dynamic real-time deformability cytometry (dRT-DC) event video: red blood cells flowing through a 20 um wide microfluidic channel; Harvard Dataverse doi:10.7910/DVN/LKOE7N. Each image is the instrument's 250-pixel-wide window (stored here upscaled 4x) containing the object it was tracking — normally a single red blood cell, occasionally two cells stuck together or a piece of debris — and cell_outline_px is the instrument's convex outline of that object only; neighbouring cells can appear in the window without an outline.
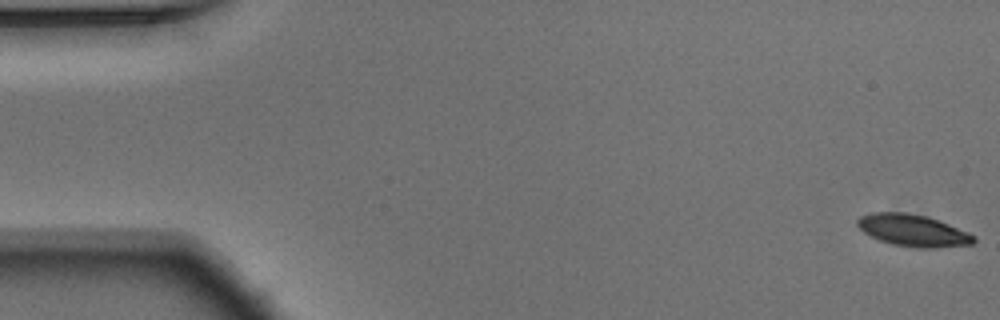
{"species": "Egyptian fruit bat (a non-hibernating species)", "species_latin": "Rousettus aegyptiacus", "temperature_condition": "warm", "stored_images_in_passage": 54, "camera_frame_rate_fps": 3000, "um_per_image_px": 0.085, "animal": {"sex": "male"}, "frame": {"image": 1, "passage_image": 1, "time_ms": 0.0, "image_size_px": [1000, 320], "cell_outline_px": [[976, 240], [972, 244], [936, 248], [916, 248], [892, 244], [880, 240], [864, 232], [856, 224], [856, 220], [860, 216], [872, 212], [908, 212], [924, 216], [948, 224], [968, 232], [976, 236]], "centroid_in_image_um": [77.6, 19.59], "position_along_channel_um": 7.4, "area_um2": 21.56}}
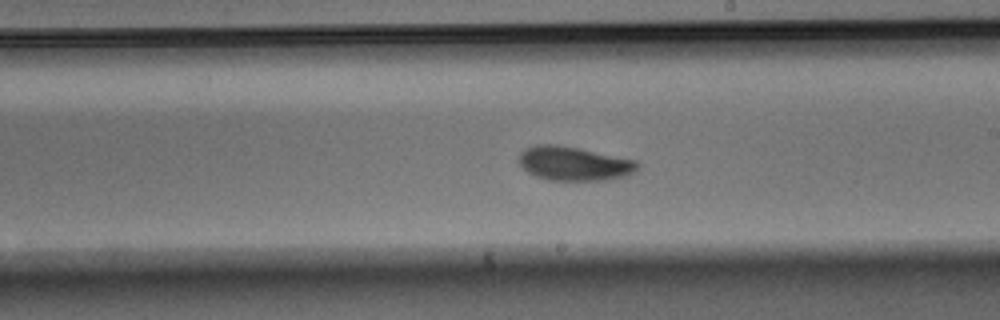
{"frame": {"image": 2, "passage_image": 31, "time_ms": 10.0, "image_size_px": [1000, 320], "cell_outline_px": [[640, 164], [628, 176], [608, 180], [548, 180], [536, 176], [528, 172], [520, 164], [520, 152], [524, 148], [532, 144], [556, 144], [580, 148], [636, 160]], "centroid_in_image_um": [48.78, 13.89], "position_along_channel_um": 240.2, "area_um2": 23.64}}
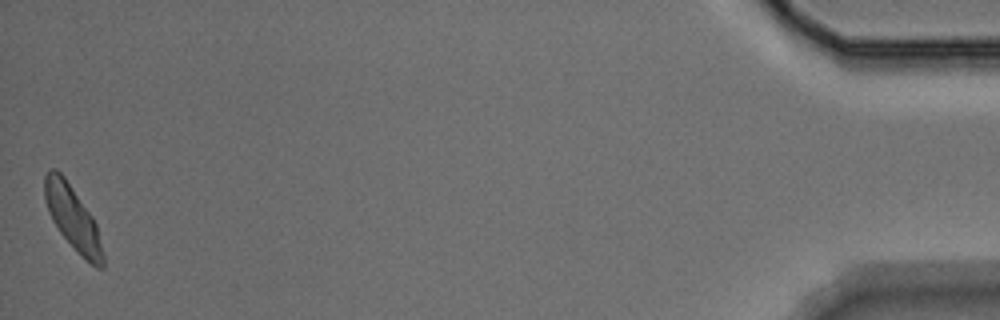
{"frame": {"image": 3, "passage_image": 54, "time_ms": 17.667, "image_size_px": [1000, 320], "cell_outline_px": [[104, 268], [96, 268], [80, 256], [60, 232], [52, 220], [48, 212], [44, 196], [44, 176], [48, 168], [56, 168], [64, 176], [92, 216], [96, 224], [104, 256]], "centroid_in_image_um": [6.17, 18.53], "position_along_channel_um": 429.0, "area_um2": 21.73}, "authors_computed_cell_mechanics": {"area_um2": 22.5131, "velocity_mm_per_s": 3.712, "shape_relaxation_time_tau1_ms": 2.7183, "shape_relaxation_time_tau2_ms": 4.569, "deformation_change_tau1": 0.1184, "deformation_change_tau2": 0.0902}}